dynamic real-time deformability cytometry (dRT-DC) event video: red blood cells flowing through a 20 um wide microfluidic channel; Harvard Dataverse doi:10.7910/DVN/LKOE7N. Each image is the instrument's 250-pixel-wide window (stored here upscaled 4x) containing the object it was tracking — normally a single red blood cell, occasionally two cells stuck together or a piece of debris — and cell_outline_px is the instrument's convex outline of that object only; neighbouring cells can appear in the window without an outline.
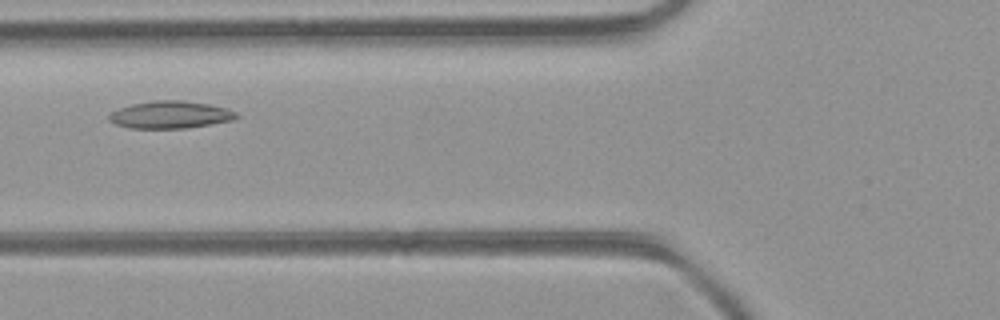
{"species": "common noctule bat (a hibernating species)", "species_latin": "Nyctalus noctula", "temperature_condition": "room temperature", "stored_images_in_passage": 36, "camera_frame_rate_fps": 3000, "um_per_image_px": 0.085, "animal": {"sex": "female", "body_mass_g": 21.9}, "frame": {"image": 1, "passage_image": 7, "time_ms": 2.0, "image_size_px": [1000, 320], "cell_outline_px": [[240, 116], [232, 120], [184, 128], [128, 128], [116, 124], [108, 120], [108, 116], [112, 112], [120, 108], [132, 104], [156, 100], [184, 100], [208, 104], [224, 108], [236, 112]], "centroid_in_image_um": [14.45, 9.75], "position_along_channel_um": 111.3, "area_um2": 20.06}}
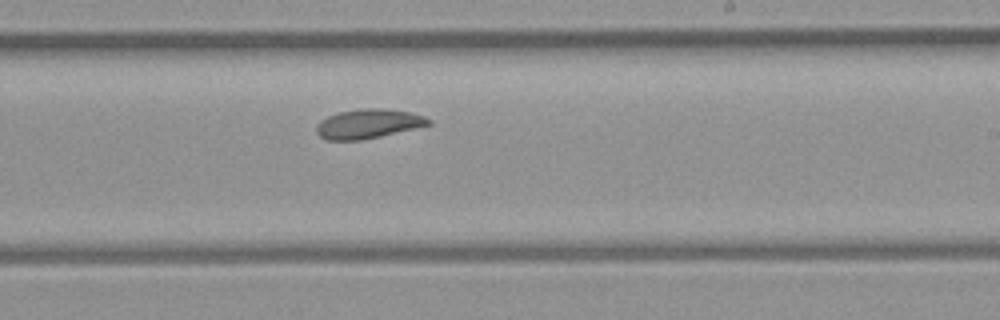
{"frame": {"image": 2, "passage_image": 17, "time_ms": 5.333, "image_size_px": [1000, 320], "cell_outline_px": [[432, 124], [380, 136], [360, 140], [328, 140], [320, 136], [316, 132], [316, 124], [320, 120], [328, 116], [340, 112], [364, 108], [384, 108], [412, 112], [424, 116], [432, 120]], "centroid_in_image_um": [31.31, 10.51], "position_along_channel_um": 257.7, "area_um2": 19.13}}
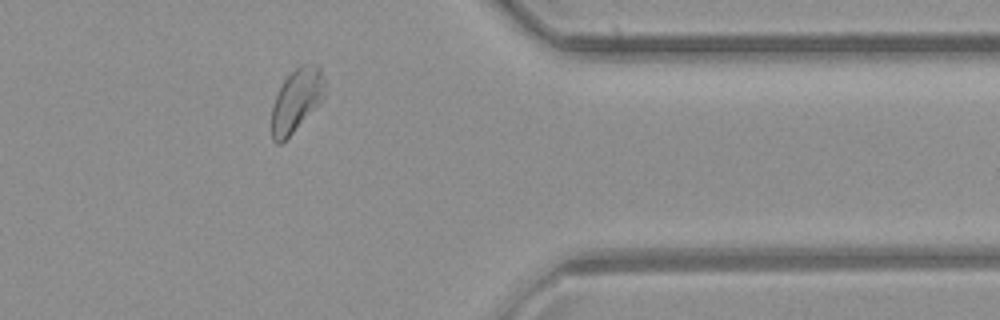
{"frame": {"image": 3, "passage_image": 27, "time_ms": 8.667, "image_size_px": [1000, 320], "cell_outline_px": [[324, 96], [292, 132], [280, 144], [276, 144], [272, 140], [272, 104], [284, 80], [300, 64], [316, 64], [320, 68], [324, 76]], "centroid_in_image_um": [25.18, 8.49], "position_along_channel_um": 386.2, "area_um2": 18.9}}